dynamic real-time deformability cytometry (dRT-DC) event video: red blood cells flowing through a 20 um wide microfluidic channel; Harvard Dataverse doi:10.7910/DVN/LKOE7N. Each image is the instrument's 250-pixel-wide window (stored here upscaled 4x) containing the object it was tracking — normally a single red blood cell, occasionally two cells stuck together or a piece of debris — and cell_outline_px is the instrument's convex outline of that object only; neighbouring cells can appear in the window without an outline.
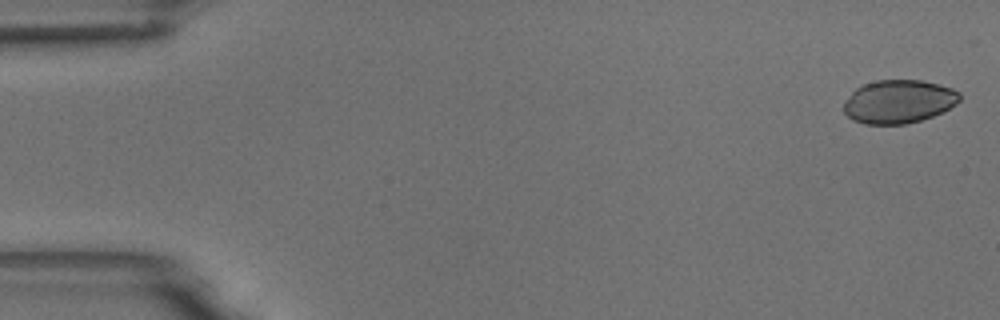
{"species": "common noctule bat (a hibernating species)", "species_latin": "Nyctalus noctula", "temperature_condition": "room temperature", "stored_images_in_passage": 3, "camera_frame_rate_fps": 3000, "um_per_image_px": 0.085, "animal": {"sex": "male", "body_mass_g": 18.8}, "frame": {"image": 1, "passage_image": 1, "time_ms": 0.0, "image_size_px": [1000, 320], "cell_outline_px": [[960, 100], [956, 104], [932, 116], [920, 120], [904, 124], [864, 124], [852, 120], [844, 112], [844, 104], [852, 92], [856, 88], [864, 84], [876, 80], [920, 80], [940, 84], [952, 88], [960, 92]], "centroid_in_image_um": [76.39, 8.63], "position_along_channel_um": 8.6, "area_um2": 29.19}}